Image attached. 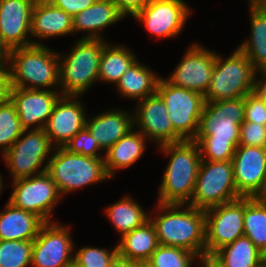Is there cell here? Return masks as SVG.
<instances>
[{
  "mask_svg": "<svg viewBox=\"0 0 266 267\" xmlns=\"http://www.w3.org/2000/svg\"><path fill=\"white\" fill-rule=\"evenodd\" d=\"M258 75H260L261 78H255L253 93L266 105V69L257 71L256 76Z\"/></svg>",
  "mask_w": 266,
  "mask_h": 267,
  "instance_id": "43",
  "label": "cell"
},
{
  "mask_svg": "<svg viewBox=\"0 0 266 267\" xmlns=\"http://www.w3.org/2000/svg\"><path fill=\"white\" fill-rule=\"evenodd\" d=\"M132 196L125 195L105 209V214L120 236L142 226L149 220V213Z\"/></svg>",
  "mask_w": 266,
  "mask_h": 267,
  "instance_id": "30",
  "label": "cell"
},
{
  "mask_svg": "<svg viewBox=\"0 0 266 267\" xmlns=\"http://www.w3.org/2000/svg\"><path fill=\"white\" fill-rule=\"evenodd\" d=\"M157 148L165 156H170L159 184L157 203L188 204L202 161L197 143L194 140H184Z\"/></svg>",
  "mask_w": 266,
  "mask_h": 267,
  "instance_id": "3",
  "label": "cell"
},
{
  "mask_svg": "<svg viewBox=\"0 0 266 267\" xmlns=\"http://www.w3.org/2000/svg\"><path fill=\"white\" fill-rule=\"evenodd\" d=\"M199 257L183 248L159 245L148 260L156 267H192Z\"/></svg>",
  "mask_w": 266,
  "mask_h": 267,
  "instance_id": "35",
  "label": "cell"
},
{
  "mask_svg": "<svg viewBox=\"0 0 266 267\" xmlns=\"http://www.w3.org/2000/svg\"><path fill=\"white\" fill-rule=\"evenodd\" d=\"M70 227L46 222L33 241L31 267H73L75 244Z\"/></svg>",
  "mask_w": 266,
  "mask_h": 267,
  "instance_id": "12",
  "label": "cell"
},
{
  "mask_svg": "<svg viewBox=\"0 0 266 267\" xmlns=\"http://www.w3.org/2000/svg\"><path fill=\"white\" fill-rule=\"evenodd\" d=\"M61 95L56 90L10 89V100L25 130L44 129Z\"/></svg>",
  "mask_w": 266,
  "mask_h": 267,
  "instance_id": "20",
  "label": "cell"
},
{
  "mask_svg": "<svg viewBox=\"0 0 266 267\" xmlns=\"http://www.w3.org/2000/svg\"><path fill=\"white\" fill-rule=\"evenodd\" d=\"M9 50L0 40V66H8Z\"/></svg>",
  "mask_w": 266,
  "mask_h": 267,
  "instance_id": "46",
  "label": "cell"
},
{
  "mask_svg": "<svg viewBox=\"0 0 266 267\" xmlns=\"http://www.w3.org/2000/svg\"><path fill=\"white\" fill-rule=\"evenodd\" d=\"M200 267H224L219 261H217L212 255H202L198 259Z\"/></svg>",
  "mask_w": 266,
  "mask_h": 267,
  "instance_id": "44",
  "label": "cell"
},
{
  "mask_svg": "<svg viewBox=\"0 0 266 267\" xmlns=\"http://www.w3.org/2000/svg\"><path fill=\"white\" fill-rule=\"evenodd\" d=\"M119 11L125 16L128 17L134 16L138 13L150 0H112Z\"/></svg>",
  "mask_w": 266,
  "mask_h": 267,
  "instance_id": "41",
  "label": "cell"
},
{
  "mask_svg": "<svg viewBox=\"0 0 266 267\" xmlns=\"http://www.w3.org/2000/svg\"><path fill=\"white\" fill-rule=\"evenodd\" d=\"M33 241L0 240V267H31Z\"/></svg>",
  "mask_w": 266,
  "mask_h": 267,
  "instance_id": "33",
  "label": "cell"
},
{
  "mask_svg": "<svg viewBox=\"0 0 266 267\" xmlns=\"http://www.w3.org/2000/svg\"><path fill=\"white\" fill-rule=\"evenodd\" d=\"M46 172L56 183L62 198L75 190L111 179L104 158L71 153L64 147H54Z\"/></svg>",
  "mask_w": 266,
  "mask_h": 267,
  "instance_id": "6",
  "label": "cell"
},
{
  "mask_svg": "<svg viewBox=\"0 0 266 267\" xmlns=\"http://www.w3.org/2000/svg\"><path fill=\"white\" fill-rule=\"evenodd\" d=\"M106 39H81L71 50L59 53L60 89L62 95L82 96L98 81V72Z\"/></svg>",
  "mask_w": 266,
  "mask_h": 267,
  "instance_id": "5",
  "label": "cell"
},
{
  "mask_svg": "<svg viewBox=\"0 0 266 267\" xmlns=\"http://www.w3.org/2000/svg\"><path fill=\"white\" fill-rule=\"evenodd\" d=\"M64 148L71 153H78L84 156L94 158H104L101 156L100 151L103 150L99 147L96 138L91 134L87 127L79 131L72 139H70Z\"/></svg>",
  "mask_w": 266,
  "mask_h": 267,
  "instance_id": "37",
  "label": "cell"
},
{
  "mask_svg": "<svg viewBox=\"0 0 266 267\" xmlns=\"http://www.w3.org/2000/svg\"><path fill=\"white\" fill-rule=\"evenodd\" d=\"M248 6H266V0H248Z\"/></svg>",
  "mask_w": 266,
  "mask_h": 267,
  "instance_id": "48",
  "label": "cell"
},
{
  "mask_svg": "<svg viewBox=\"0 0 266 267\" xmlns=\"http://www.w3.org/2000/svg\"><path fill=\"white\" fill-rule=\"evenodd\" d=\"M54 6L61 8L74 17L77 13L91 6L97 0H48Z\"/></svg>",
  "mask_w": 266,
  "mask_h": 267,
  "instance_id": "40",
  "label": "cell"
},
{
  "mask_svg": "<svg viewBox=\"0 0 266 267\" xmlns=\"http://www.w3.org/2000/svg\"><path fill=\"white\" fill-rule=\"evenodd\" d=\"M86 127L96 138L103 154L134 128L133 112L109 109L86 119Z\"/></svg>",
  "mask_w": 266,
  "mask_h": 267,
  "instance_id": "22",
  "label": "cell"
},
{
  "mask_svg": "<svg viewBox=\"0 0 266 267\" xmlns=\"http://www.w3.org/2000/svg\"><path fill=\"white\" fill-rule=\"evenodd\" d=\"M231 161L238 193L242 197L265 198L266 148L239 145Z\"/></svg>",
  "mask_w": 266,
  "mask_h": 267,
  "instance_id": "17",
  "label": "cell"
},
{
  "mask_svg": "<svg viewBox=\"0 0 266 267\" xmlns=\"http://www.w3.org/2000/svg\"><path fill=\"white\" fill-rule=\"evenodd\" d=\"M157 93L168 111L174 131L183 140H194L204 108V96L193 90L170 84L165 77L159 79Z\"/></svg>",
  "mask_w": 266,
  "mask_h": 267,
  "instance_id": "10",
  "label": "cell"
},
{
  "mask_svg": "<svg viewBox=\"0 0 266 267\" xmlns=\"http://www.w3.org/2000/svg\"><path fill=\"white\" fill-rule=\"evenodd\" d=\"M10 181L13 190L9 203L38 215L45 222H52V214L62 196L47 172Z\"/></svg>",
  "mask_w": 266,
  "mask_h": 267,
  "instance_id": "11",
  "label": "cell"
},
{
  "mask_svg": "<svg viewBox=\"0 0 266 267\" xmlns=\"http://www.w3.org/2000/svg\"><path fill=\"white\" fill-rule=\"evenodd\" d=\"M257 70L238 48L226 59L215 56L211 81L204 95L205 102L245 97L253 92Z\"/></svg>",
  "mask_w": 266,
  "mask_h": 267,
  "instance_id": "7",
  "label": "cell"
},
{
  "mask_svg": "<svg viewBox=\"0 0 266 267\" xmlns=\"http://www.w3.org/2000/svg\"><path fill=\"white\" fill-rule=\"evenodd\" d=\"M53 150L45 129H31L24 130L2 157L16 180L46 172Z\"/></svg>",
  "mask_w": 266,
  "mask_h": 267,
  "instance_id": "9",
  "label": "cell"
},
{
  "mask_svg": "<svg viewBox=\"0 0 266 267\" xmlns=\"http://www.w3.org/2000/svg\"><path fill=\"white\" fill-rule=\"evenodd\" d=\"M250 36L237 48L257 70L266 69V6H249Z\"/></svg>",
  "mask_w": 266,
  "mask_h": 267,
  "instance_id": "28",
  "label": "cell"
},
{
  "mask_svg": "<svg viewBox=\"0 0 266 267\" xmlns=\"http://www.w3.org/2000/svg\"><path fill=\"white\" fill-rule=\"evenodd\" d=\"M117 243L118 255L135 263L148 261L159 246L156 230L150 219L142 226L125 233Z\"/></svg>",
  "mask_w": 266,
  "mask_h": 267,
  "instance_id": "26",
  "label": "cell"
},
{
  "mask_svg": "<svg viewBox=\"0 0 266 267\" xmlns=\"http://www.w3.org/2000/svg\"><path fill=\"white\" fill-rule=\"evenodd\" d=\"M206 215L205 254L231 244L244 235V197L204 210Z\"/></svg>",
  "mask_w": 266,
  "mask_h": 267,
  "instance_id": "13",
  "label": "cell"
},
{
  "mask_svg": "<svg viewBox=\"0 0 266 267\" xmlns=\"http://www.w3.org/2000/svg\"><path fill=\"white\" fill-rule=\"evenodd\" d=\"M146 140L148 141L141 132L133 128L105 152V169L110 178L115 176L118 170H126L134 165L144 155Z\"/></svg>",
  "mask_w": 266,
  "mask_h": 267,
  "instance_id": "25",
  "label": "cell"
},
{
  "mask_svg": "<svg viewBox=\"0 0 266 267\" xmlns=\"http://www.w3.org/2000/svg\"><path fill=\"white\" fill-rule=\"evenodd\" d=\"M45 223L38 215L7 201L0 212V240L34 241Z\"/></svg>",
  "mask_w": 266,
  "mask_h": 267,
  "instance_id": "24",
  "label": "cell"
},
{
  "mask_svg": "<svg viewBox=\"0 0 266 267\" xmlns=\"http://www.w3.org/2000/svg\"><path fill=\"white\" fill-rule=\"evenodd\" d=\"M24 130L11 100L9 99L0 105V149L2 155L14 144Z\"/></svg>",
  "mask_w": 266,
  "mask_h": 267,
  "instance_id": "34",
  "label": "cell"
},
{
  "mask_svg": "<svg viewBox=\"0 0 266 267\" xmlns=\"http://www.w3.org/2000/svg\"><path fill=\"white\" fill-rule=\"evenodd\" d=\"M109 267H137V263L117 255L110 263Z\"/></svg>",
  "mask_w": 266,
  "mask_h": 267,
  "instance_id": "45",
  "label": "cell"
},
{
  "mask_svg": "<svg viewBox=\"0 0 266 267\" xmlns=\"http://www.w3.org/2000/svg\"><path fill=\"white\" fill-rule=\"evenodd\" d=\"M35 1L0 0V40L9 51L33 45L29 34Z\"/></svg>",
  "mask_w": 266,
  "mask_h": 267,
  "instance_id": "19",
  "label": "cell"
},
{
  "mask_svg": "<svg viewBox=\"0 0 266 267\" xmlns=\"http://www.w3.org/2000/svg\"><path fill=\"white\" fill-rule=\"evenodd\" d=\"M239 145L266 148V125L244 121L240 127Z\"/></svg>",
  "mask_w": 266,
  "mask_h": 267,
  "instance_id": "38",
  "label": "cell"
},
{
  "mask_svg": "<svg viewBox=\"0 0 266 267\" xmlns=\"http://www.w3.org/2000/svg\"><path fill=\"white\" fill-rule=\"evenodd\" d=\"M150 67L136 61L117 82L116 90L121 97L130 100H142L157 92L161 78Z\"/></svg>",
  "mask_w": 266,
  "mask_h": 267,
  "instance_id": "27",
  "label": "cell"
},
{
  "mask_svg": "<svg viewBox=\"0 0 266 267\" xmlns=\"http://www.w3.org/2000/svg\"><path fill=\"white\" fill-rule=\"evenodd\" d=\"M117 255V245L113 249L84 246L74 251L73 267H109Z\"/></svg>",
  "mask_w": 266,
  "mask_h": 267,
  "instance_id": "36",
  "label": "cell"
},
{
  "mask_svg": "<svg viewBox=\"0 0 266 267\" xmlns=\"http://www.w3.org/2000/svg\"><path fill=\"white\" fill-rule=\"evenodd\" d=\"M244 235L260 250L266 245V198L244 197Z\"/></svg>",
  "mask_w": 266,
  "mask_h": 267,
  "instance_id": "32",
  "label": "cell"
},
{
  "mask_svg": "<svg viewBox=\"0 0 266 267\" xmlns=\"http://www.w3.org/2000/svg\"><path fill=\"white\" fill-rule=\"evenodd\" d=\"M3 179V176L0 174V196L2 194V191H4L3 189H5L4 187H8L7 185H4Z\"/></svg>",
  "mask_w": 266,
  "mask_h": 267,
  "instance_id": "50",
  "label": "cell"
},
{
  "mask_svg": "<svg viewBox=\"0 0 266 267\" xmlns=\"http://www.w3.org/2000/svg\"><path fill=\"white\" fill-rule=\"evenodd\" d=\"M155 208L156 214L149 213V219L155 227L159 245L183 248L198 257L205 255L204 210L188 204L157 203Z\"/></svg>",
  "mask_w": 266,
  "mask_h": 267,
  "instance_id": "2",
  "label": "cell"
},
{
  "mask_svg": "<svg viewBox=\"0 0 266 267\" xmlns=\"http://www.w3.org/2000/svg\"><path fill=\"white\" fill-rule=\"evenodd\" d=\"M244 121L266 125V105L253 92L245 96Z\"/></svg>",
  "mask_w": 266,
  "mask_h": 267,
  "instance_id": "39",
  "label": "cell"
},
{
  "mask_svg": "<svg viewBox=\"0 0 266 267\" xmlns=\"http://www.w3.org/2000/svg\"><path fill=\"white\" fill-rule=\"evenodd\" d=\"M133 51L125 45L107 42L103 47L98 72V81L111 83L114 86L138 60Z\"/></svg>",
  "mask_w": 266,
  "mask_h": 267,
  "instance_id": "29",
  "label": "cell"
},
{
  "mask_svg": "<svg viewBox=\"0 0 266 267\" xmlns=\"http://www.w3.org/2000/svg\"><path fill=\"white\" fill-rule=\"evenodd\" d=\"M74 34L73 17L48 0H36L31 14L33 45H43L39 40Z\"/></svg>",
  "mask_w": 266,
  "mask_h": 267,
  "instance_id": "21",
  "label": "cell"
},
{
  "mask_svg": "<svg viewBox=\"0 0 266 267\" xmlns=\"http://www.w3.org/2000/svg\"><path fill=\"white\" fill-rule=\"evenodd\" d=\"M241 197L235 186L232 161H201L188 205L206 210Z\"/></svg>",
  "mask_w": 266,
  "mask_h": 267,
  "instance_id": "8",
  "label": "cell"
},
{
  "mask_svg": "<svg viewBox=\"0 0 266 267\" xmlns=\"http://www.w3.org/2000/svg\"><path fill=\"white\" fill-rule=\"evenodd\" d=\"M261 267H266V245L260 249Z\"/></svg>",
  "mask_w": 266,
  "mask_h": 267,
  "instance_id": "47",
  "label": "cell"
},
{
  "mask_svg": "<svg viewBox=\"0 0 266 267\" xmlns=\"http://www.w3.org/2000/svg\"><path fill=\"white\" fill-rule=\"evenodd\" d=\"M224 267H260V250L245 235L212 255Z\"/></svg>",
  "mask_w": 266,
  "mask_h": 267,
  "instance_id": "31",
  "label": "cell"
},
{
  "mask_svg": "<svg viewBox=\"0 0 266 267\" xmlns=\"http://www.w3.org/2000/svg\"><path fill=\"white\" fill-rule=\"evenodd\" d=\"M215 51L200 43L188 47L174 71L165 78L170 84L205 95L215 64Z\"/></svg>",
  "mask_w": 266,
  "mask_h": 267,
  "instance_id": "15",
  "label": "cell"
},
{
  "mask_svg": "<svg viewBox=\"0 0 266 267\" xmlns=\"http://www.w3.org/2000/svg\"><path fill=\"white\" fill-rule=\"evenodd\" d=\"M137 267H156V266L151 264L149 261H142L137 263Z\"/></svg>",
  "mask_w": 266,
  "mask_h": 267,
  "instance_id": "49",
  "label": "cell"
},
{
  "mask_svg": "<svg viewBox=\"0 0 266 267\" xmlns=\"http://www.w3.org/2000/svg\"><path fill=\"white\" fill-rule=\"evenodd\" d=\"M192 9L184 0H150L133 16L157 38L170 39L182 33Z\"/></svg>",
  "mask_w": 266,
  "mask_h": 267,
  "instance_id": "14",
  "label": "cell"
},
{
  "mask_svg": "<svg viewBox=\"0 0 266 267\" xmlns=\"http://www.w3.org/2000/svg\"><path fill=\"white\" fill-rule=\"evenodd\" d=\"M133 111L134 128L157 147L184 141L175 131L161 96L153 95L137 101ZM137 126V127H136Z\"/></svg>",
  "mask_w": 266,
  "mask_h": 267,
  "instance_id": "16",
  "label": "cell"
},
{
  "mask_svg": "<svg viewBox=\"0 0 266 267\" xmlns=\"http://www.w3.org/2000/svg\"><path fill=\"white\" fill-rule=\"evenodd\" d=\"M125 18L112 0H97L73 17L74 34L83 31L81 39H106L102 30Z\"/></svg>",
  "mask_w": 266,
  "mask_h": 267,
  "instance_id": "23",
  "label": "cell"
},
{
  "mask_svg": "<svg viewBox=\"0 0 266 267\" xmlns=\"http://www.w3.org/2000/svg\"><path fill=\"white\" fill-rule=\"evenodd\" d=\"M8 69L11 88L59 91V52L44 44L10 50Z\"/></svg>",
  "mask_w": 266,
  "mask_h": 267,
  "instance_id": "4",
  "label": "cell"
},
{
  "mask_svg": "<svg viewBox=\"0 0 266 267\" xmlns=\"http://www.w3.org/2000/svg\"><path fill=\"white\" fill-rule=\"evenodd\" d=\"M10 77L8 66H0V105L10 99Z\"/></svg>",
  "mask_w": 266,
  "mask_h": 267,
  "instance_id": "42",
  "label": "cell"
},
{
  "mask_svg": "<svg viewBox=\"0 0 266 267\" xmlns=\"http://www.w3.org/2000/svg\"><path fill=\"white\" fill-rule=\"evenodd\" d=\"M245 97L205 102L194 139L202 160L231 161L239 146Z\"/></svg>",
  "mask_w": 266,
  "mask_h": 267,
  "instance_id": "1",
  "label": "cell"
},
{
  "mask_svg": "<svg viewBox=\"0 0 266 267\" xmlns=\"http://www.w3.org/2000/svg\"><path fill=\"white\" fill-rule=\"evenodd\" d=\"M81 96L61 95L45 126L46 134L54 147H64L79 131L86 127L87 113Z\"/></svg>",
  "mask_w": 266,
  "mask_h": 267,
  "instance_id": "18",
  "label": "cell"
}]
</instances>
